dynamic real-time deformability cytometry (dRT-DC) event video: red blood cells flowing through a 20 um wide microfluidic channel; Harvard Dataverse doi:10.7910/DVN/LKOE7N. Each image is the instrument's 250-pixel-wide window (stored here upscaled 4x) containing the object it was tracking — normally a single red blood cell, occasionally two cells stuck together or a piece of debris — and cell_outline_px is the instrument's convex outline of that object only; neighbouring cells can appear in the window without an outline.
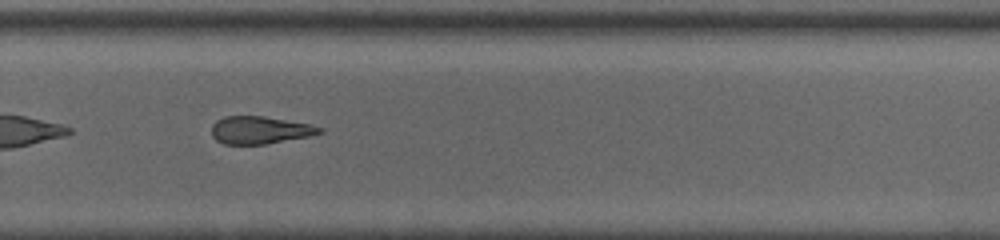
{"species": "common noctule bat (a hibernating species)", "species_latin": "Nyctalus noctula", "temperature_condition": "room temperature", "stored_images_in_passage": 50, "camera_frame_rate_fps": 3000, "um_per_image_px": 0.085, "animal": {"sex": "male", "body_mass_g": 13.0, "forearm_length_mm": 53.1}, "frame": {"image": 1, "passage_image": 36, "time_ms": 11.667, "image_size_px": [1000, 240], "cell_outline_px": [[324, 132], [308, 136], [264, 144], [224, 144], [216, 140], [212, 136], [212, 124], [216, 120], [224, 116], [264, 116], [308, 124], [324, 128]], "centroid_in_image_um": [22.06, 11.05], "position_along_channel_um": 307.7, "area_um2": 17.22}, "authors_computed_cell_mechanics": {"area_um2": 20.1722, "velocity_mm_per_s": 4.0698, "shape_relaxation_time_tau1_ms": 7.214, "shape_relaxation_time_tau2_ms": 4.6445, "deformation_change_tau1": 0.161, "deformation_change_tau2": 0.1274}}